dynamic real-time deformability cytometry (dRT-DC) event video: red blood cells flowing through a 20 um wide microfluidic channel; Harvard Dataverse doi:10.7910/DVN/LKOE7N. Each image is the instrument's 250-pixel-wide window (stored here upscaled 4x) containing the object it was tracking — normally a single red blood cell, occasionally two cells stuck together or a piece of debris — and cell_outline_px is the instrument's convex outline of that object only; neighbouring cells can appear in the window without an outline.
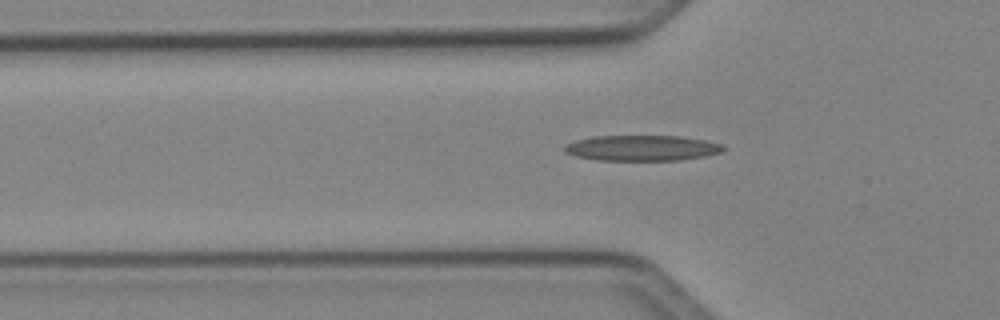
{"species": "Egyptian fruit bat (a non-hibernating species)", "species_latin": "Rousettus aegyptiacus", "temperature_condition": "cold", "stored_images_in_passage": 34, "camera_frame_rate_fps": 3000, "um_per_image_px": 0.085, "animal": {"sex": "female"}, "frame": {"image": 1, "passage_image": 7, "time_ms": 2.0, "image_size_px": [1000, 320], "cell_outline_px": [[728, 148], [720, 152], [704, 156], [680, 160], [596, 160], [576, 156], [564, 152], [564, 144], [576, 140], [592, 136], [680, 136], [704, 140], [720, 144]], "centroid_in_image_um": [54.53, 12.58], "position_along_channel_um": 71.3, "area_um2": 23.64}}
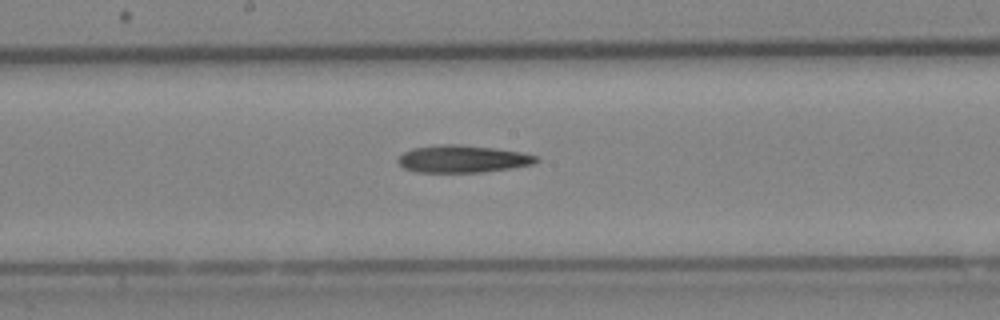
{"frame": {"image": 2, "passage_image": 17, "time_ms": 5.333, "image_size_px": [1000, 320], "cell_outline_px": [[540, 160], [532, 164], [512, 168], [484, 172], [416, 172], [404, 168], [396, 160], [404, 152], [412, 148], [440, 144], [460, 144], [496, 148], [524, 152], [536, 156]], "centroid_in_image_um": [39.34, 13.5], "position_along_channel_um": 208.9, "area_um2": 22.2}}
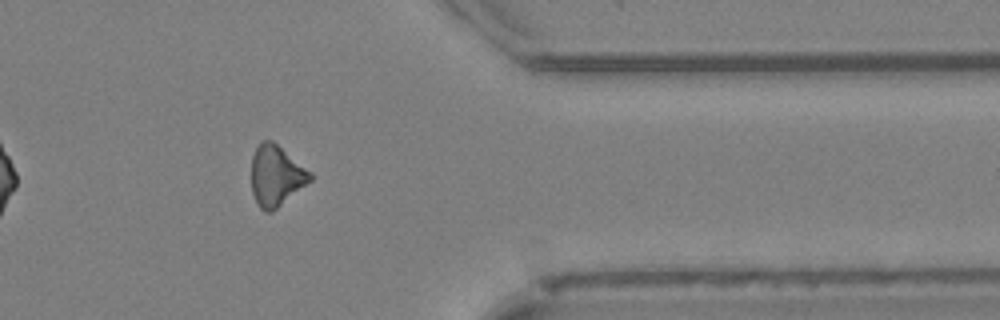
{"frame": {"image": 3, "passage_image": 31, "time_ms": 10.0, "image_size_px": [1000, 320], "cell_outline_px": [[312, 180], [272, 212], [264, 212], [256, 204], [252, 192], [252, 156], [256, 148], [264, 140], [272, 140], [312, 172]], "centroid_in_image_um": [23.47, 14.95], "position_along_channel_um": 387.9, "area_um2": 20.75}}